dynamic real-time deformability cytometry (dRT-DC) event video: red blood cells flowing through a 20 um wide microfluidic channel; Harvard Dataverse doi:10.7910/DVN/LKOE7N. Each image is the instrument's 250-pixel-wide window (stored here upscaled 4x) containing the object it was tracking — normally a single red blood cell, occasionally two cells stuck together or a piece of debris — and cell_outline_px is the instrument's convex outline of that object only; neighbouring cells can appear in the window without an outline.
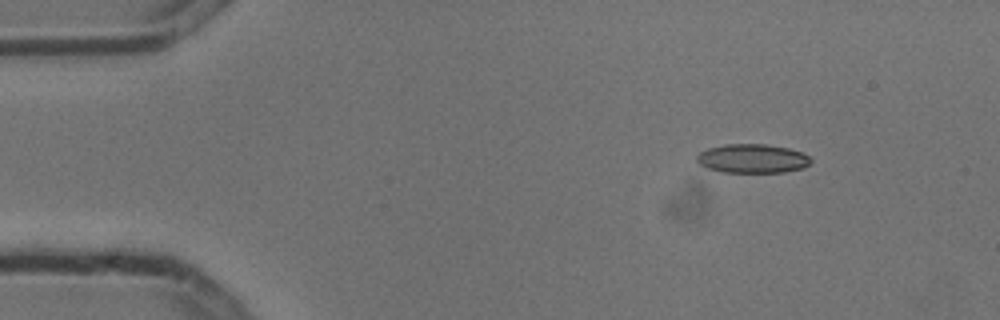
{"species": "common noctule bat (a hibernating species)", "species_latin": "Nyctalus noctula", "temperature_condition": "cold", "stored_images_in_passage": 3, "camera_frame_rate_fps": 3000, "um_per_image_px": 0.085, "animal": {"sex": "male", "body_mass_g": 13.3}, "frame": {"image": 1, "passage_image": 1, "time_ms": 0.0, "image_size_px": [1000, 320], "cell_outline_px": [[812, 160], [804, 168], [784, 172], [720, 172], [708, 168], [700, 164], [696, 160], [696, 156], [700, 152], [708, 148], [724, 144], [764, 144], [788, 148], [800, 152], [808, 156]], "centroid_in_image_um": [63.93, 13.48], "position_along_channel_um": 21.1, "area_um2": 19.19}}